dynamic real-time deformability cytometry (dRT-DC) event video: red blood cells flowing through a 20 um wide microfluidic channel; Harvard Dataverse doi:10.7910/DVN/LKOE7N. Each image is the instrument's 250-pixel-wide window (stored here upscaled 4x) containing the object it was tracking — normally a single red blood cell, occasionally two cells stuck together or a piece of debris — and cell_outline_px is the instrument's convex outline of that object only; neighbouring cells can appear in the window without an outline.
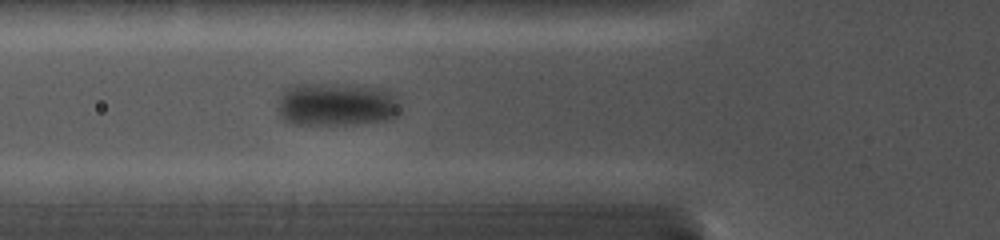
{"species": "common noctule bat (a hibernating species)", "species_latin": "Nyctalus noctula", "temperature_condition": "cold", "stored_images_in_passage": 5, "camera_frame_rate_fps": 5000, "um_per_image_px": 0.085, "animal": {"sex": "female", "body_mass_g": 19.0, "forearm_length_mm": 56.7}, "frame": {"image": 1, "passage_image": 3, "time_ms": 2.0, "image_size_px": [1000, 240], "cell_outline_px": [[400, 116], [388, 120], [364, 124], [292, 124], [284, 120], [280, 116], [276, 108], [276, 100], [280, 92], [288, 84], [360, 84], [384, 88], [392, 92], [396, 96], [400, 108]], "centroid_in_image_um": [28.59, 8.86], "position_along_channel_um": 97.2, "area_um2": 32.25}}
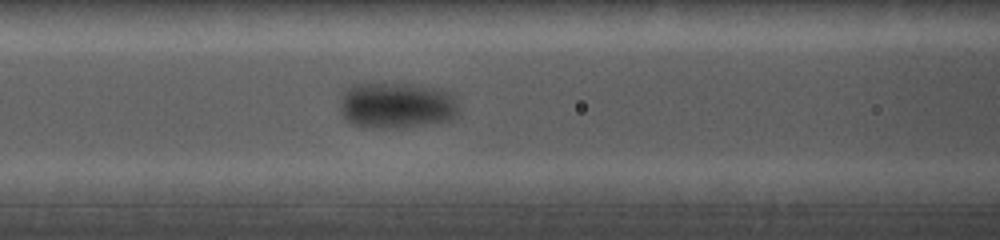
{"frame": {"image": 2, "passage_image": 4, "time_ms": 3.0, "image_size_px": [1000, 240], "cell_outline_px": [[460, 116], [448, 120], [404, 128], [380, 128], [352, 124], [340, 112], [340, 96], [352, 84], [412, 84], [440, 88], [452, 92], [460, 108]], "centroid_in_image_um": [33.77, 8.95], "position_along_channel_um": 132.8, "area_um2": 32.37}}